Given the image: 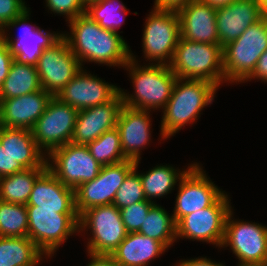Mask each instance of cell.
Returning a JSON list of instances; mask_svg holds the SVG:
<instances>
[{
	"instance_id": "1",
	"label": "cell",
	"mask_w": 267,
	"mask_h": 266,
	"mask_svg": "<svg viewBox=\"0 0 267 266\" xmlns=\"http://www.w3.org/2000/svg\"><path fill=\"white\" fill-rule=\"evenodd\" d=\"M70 32H62L71 51L84 64L96 63L123 68L131 59L130 45L120 34L104 29L85 13L67 22Z\"/></svg>"
},
{
	"instance_id": "2",
	"label": "cell",
	"mask_w": 267,
	"mask_h": 266,
	"mask_svg": "<svg viewBox=\"0 0 267 266\" xmlns=\"http://www.w3.org/2000/svg\"><path fill=\"white\" fill-rule=\"evenodd\" d=\"M219 88L205 80L177 78L172 95L161 111L160 140L170 139L185 125H194L202 110L213 104Z\"/></svg>"
},
{
	"instance_id": "3",
	"label": "cell",
	"mask_w": 267,
	"mask_h": 266,
	"mask_svg": "<svg viewBox=\"0 0 267 266\" xmlns=\"http://www.w3.org/2000/svg\"><path fill=\"white\" fill-rule=\"evenodd\" d=\"M124 68L129 73L134 93L129 94L127 90L119 88L123 105L150 112L163 110L172 95L177 79L170 66L141 65L137 56L131 51V59Z\"/></svg>"
},
{
	"instance_id": "4",
	"label": "cell",
	"mask_w": 267,
	"mask_h": 266,
	"mask_svg": "<svg viewBox=\"0 0 267 266\" xmlns=\"http://www.w3.org/2000/svg\"><path fill=\"white\" fill-rule=\"evenodd\" d=\"M180 79L205 80L218 88L225 83L222 46L179 39L170 63Z\"/></svg>"
},
{
	"instance_id": "5",
	"label": "cell",
	"mask_w": 267,
	"mask_h": 266,
	"mask_svg": "<svg viewBox=\"0 0 267 266\" xmlns=\"http://www.w3.org/2000/svg\"><path fill=\"white\" fill-rule=\"evenodd\" d=\"M266 50L267 15H264L237 39L222 47L225 83H243L253 73L258 59Z\"/></svg>"
},
{
	"instance_id": "6",
	"label": "cell",
	"mask_w": 267,
	"mask_h": 266,
	"mask_svg": "<svg viewBox=\"0 0 267 266\" xmlns=\"http://www.w3.org/2000/svg\"><path fill=\"white\" fill-rule=\"evenodd\" d=\"M26 209L28 238L49 259L70 236L79 233L77 213H59V209H36V206Z\"/></svg>"
},
{
	"instance_id": "7",
	"label": "cell",
	"mask_w": 267,
	"mask_h": 266,
	"mask_svg": "<svg viewBox=\"0 0 267 266\" xmlns=\"http://www.w3.org/2000/svg\"><path fill=\"white\" fill-rule=\"evenodd\" d=\"M144 24L143 58L147 64L169 66L181 37L178 12L152 8Z\"/></svg>"
},
{
	"instance_id": "8",
	"label": "cell",
	"mask_w": 267,
	"mask_h": 266,
	"mask_svg": "<svg viewBox=\"0 0 267 266\" xmlns=\"http://www.w3.org/2000/svg\"><path fill=\"white\" fill-rule=\"evenodd\" d=\"M88 231L86 252L92 254L111 255L128 234L113 204L89 208L79 216V233Z\"/></svg>"
},
{
	"instance_id": "9",
	"label": "cell",
	"mask_w": 267,
	"mask_h": 266,
	"mask_svg": "<svg viewBox=\"0 0 267 266\" xmlns=\"http://www.w3.org/2000/svg\"><path fill=\"white\" fill-rule=\"evenodd\" d=\"M227 247L238 259V266L267 265V226L235 219L232 209L225 222L221 249Z\"/></svg>"
},
{
	"instance_id": "10",
	"label": "cell",
	"mask_w": 267,
	"mask_h": 266,
	"mask_svg": "<svg viewBox=\"0 0 267 266\" xmlns=\"http://www.w3.org/2000/svg\"><path fill=\"white\" fill-rule=\"evenodd\" d=\"M226 192L212 205L182 217L176 223V241L180 238L209 243L221 249L225 222L234 209Z\"/></svg>"
},
{
	"instance_id": "11",
	"label": "cell",
	"mask_w": 267,
	"mask_h": 266,
	"mask_svg": "<svg viewBox=\"0 0 267 266\" xmlns=\"http://www.w3.org/2000/svg\"><path fill=\"white\" fill-rule=\"evenodd\" d=\"M30 15V8H27L4 27L1 38L6 42L16 62L36 66L43 50L56 43L62 37V31L49 32L36 24L32 25L29 23ZM16 27L18 29L21 27L20 34L16 37L11 36L10 29L13 30Z\"/></svg>"
},
{
	"instance_id": "12",
	"label": "cell",
	"mask_w": 267,
	"mask_h": 266,
	"mask_svg": "<svg viewBox=\"0 0 267 266\" xmlns=\"http://www.w3.org/2000/svg\"><path fill=\"white\" fill-rule=\"evenodd\" d=\"M46 162L48 169L58 180L74 190L96 178L102 167L93 158L87 145L72 142L53 150Z\"/></svg>"
},
{
	"instance_id": "13",
	"label": "cell",
	"mask_w": 267,
	"mask_h": 266,
	"mask_svg": "<svg viewBox=\"0 0 267 266\" xmlns=\"http://www.w3.org/2000/svg\"><path fill=\"white\" fill-rule=\"evenodd\" d=\"M79 111L53 96L31 129L39 149L46 156L71 142Z\"/></svg>"
},
{
	"instance_id": "14",
	"label": "cell",
	"mask_w": 267,
	"mask_h": 266,
	"mask_svg": "<svg viewBox=\"0 0 267 266\" xmlns=\"http://www.w3.org/2000/svg\"><path fill=\"white\" fill-rule=\"evenodd\" d=\"M177 188L172 211L175 223L190 213L212 206L225 193L212 182L199 162L187 170Z\"/></svg>"
},
{
	"instance_id": "15",
	"label": "cell",
	"mask_w": 267,
	"mask_h": 266,
	"mask_svg": "<svg viewBox=\"0 0 267 266\" xmlns=\"http://www.w3.org/2000/svg\"><path fill=\"white\" fill-rule=\"evenodd\" d=\"M135 163L125 160L102 166L96 178L79 185L74 190L75 209L78 216L89 208L112 204L119 187L134 168Z\"/></svg>"
},
{
	"instance_id": "16",
	"label": "cell",
	"mask_w": 267,
	"mask_h": 266,
	"mask_svg": "<svg viewBox=\"0 0 267 266\" xmlns=\"http://www.w3.org/2000/svg\"><path fill=\"white\" fill-rule=\"evenodd\" d=\"M35 67L42 89L53 96L82 69L78 58L63 37L43 50Z\"/></svg>"
},
{
	"instance_id": "17",
	"label": "cell",
	"mask_w": 267,
	"mask_h": 266,
	"mask_svg": "<svg viewBox=\"0 0 267 266\" xmlns=\"http://www.w3.org/2000/svg\"><path fill=\"white\" fill-rule=\"evenodd\" d=\"M119 88L82 68L55 97L79 111L109 102Z\"/></svg>"
},
{
	"instance_id": "18",
	"label": "cell",
	"mask_w": 267,
	"mask_h": 266,
	"mask_svg": "<svg viewBox=\"0 0 267 266\" xmlns=\"http://www.w3.org/2000/svg\"><path fill=\"white\" fill-rule=\"evenodd\" d=\"M150 111L122 106L116 128L120 134L122 153L127 160L141 161V153L150 145L152 117ZM146 147V148H145Z\"/></svg>"
},
{
	"instance_id": "19",
	"label": "cell",
	"mask_w": 267,
	"mask_h": 266,
	"mask_svg": "<svg viewBox=\"0 0 267 266\" xmlns=\"http://www.w3.org/2000/svg\"><path fill=\"white\" fill-rule=\"evenodd\" d=\"M122 106V96L118 92L109 102L79 110L71 142L88 145L104 132L116 128Z\"/></svg>"
},
{
	"instance_id": "20",
	"label": "cell",
	"mask_w": 267,
	"mask_h": 266,
	"mask_svg": "<svg viewBox=\"0 0 267 266\" xmlns=\"http://www.w3.org/2000/svg\"><path fill=\"white\" fill-rule=\"evenodd\" d=\"M53 95L41 89L10 99H0L1 126L31 130Z\"/></svg>"
},
{
	"instance_id": "21",
	"label": "cell",
	"mask_w": 267,
	"mask_h": 266,
	"mask_svg": "<svg viewBox=\"0 0 267 266\" xmlns=\"http://www.w3.org/2000/svg\"><path fill=\"white\" fill-rule=\"evenodd\" d=\"M216 7L194 0L177 12L181 38L191 42L220 45L216 25Z\"/></svg>"
},
{
	"instance_id": "22",
	"label": "cell",
	"mask_w": 267,
	"mask_h": 266,
	"mask_svg": "<svg viewBox=\"0 0 267 266\" xmlns=\"http://www.w3.org/2000/svg\"><path fill=\"white\" fill-rule=\"evenodd\" d=\"M264 16L257 0H236L216 9V25L220 45L237 39L250 25Z\"/></svg>"
},
{
	"instance_id": "23",
	"label": "cell",
	"mask_w": 267,
	"mask_h": 266,
	"mask_svg": "<svg viewBox=\"0 0 267 266\" xmlns=\"http://www.w3.org/2000/svg\"><path fill=\"white\" fill-rule=\"evenodd\" d=\"M26 206L77 213L74 189L62 184L48 168L36 179Z\"/></svg>"
},
{
	"instance_id": "24",
	"label": "cell",
	"mask_w": 267,
	"mask_h": 266,
	"mask_svg": "<svg viewBox=\"0 0 267 266\" xmlns=\"http://www.w3.org/2000/svg\"><path fill=\"white\" fill-rule=\"evenodd\" d=\"M0 144L25 169L48 168L47 156L37 146L31 130L1 126Z\"/></svg>"
},
{
	"instance_id": "25",
	"label": "cell",
	"mask_w": 267,
	"mask_h": 266,
	"mask_svg": "<svg viewBox=\"0 0 267 266\" xmlns=\"http://www.w3.org/2000/svg\"><path fill=\"white\" fill-rule=\"evenodd\" d=\"M168 250L161 242L138 232L128 233L111 256L119 266H149Z\"/></svg>"
},
{
	"instance_id": "26",
	"label": "cell",
	"mask_w": 267,
	"mask_h": 266,
	"mask_svg": "<svg viewBox=\"0 0 267 266\" xmlns=\"http://www.w3.org/2000/svg\"><path fill=\"white\" fill-rule=\"evenodd\" d=\"M189 163L187 168L180 170L178 167L172 165L158 164L153 168H150L146 173L139 172L141 177V183L146 199L150 202L157 204L153 199L163 198L164 196L171 194L182 176L187 170L194 164ZM177 184V185H176Z\"/></svg>"
},
{
	"instance_id": "27",
	"label": "cell",
	"mask_w": 267,
	"mask_h": 266,
	"mask_svg": "<svg viewBox=\"0 0 267 266\" xmlns=\"http://www.w3.org/2000/svg\"><path fill=\"white\" fill-rule=\"evenodd\" d=\"M44 259L28 237H0V266H38Z\"/></svg>"
},
{
	"instance_id": "28",
	"label": "cell",
	"mask_w": 267,
	"mask_h": 266,
	"mask_svg": "<svg viewBox=\"0 0 267 266\" xmlns=\"http://www.w3.org/2000/svg\"><path fill=\"white\" fill-rule=\"evenodd\" d=\"M41 89L36 67L13 60L8 76L0 87V99L20 97Z\"/></svg>"
},
{
	"instance_id": "29",
	"label": "cell",
	"mask_w": 267,
	"mask_h": 266,
	"mask_svg": "<svg viewBox=\"0 0 267 266\" xmlns=\"http://www.w3.org/2000/svg\"><path fill=\"white\" fill-rule=\"evenodd\" d=\"M47 168H31L0 178V200L26 205L36 179Z\"/></svg>"
},
{
	"instance_id": "30",
	"label": "cell",
	"mask_w": 267,
	"mask_h": 266,
	"mask_svg": "<svg viewBox=\"0 0 267 266\" xmlns=\"http://www.w3.org/2000/svg\"><path fill=\"white\" fill-rule=\"evenodd\" d=\"M138 233L161 242L167 249L176 242V223L173 214L158 204H154L141 225Z\"/></svg>"
},
{
	"instance_id": "31",
	"label": "cell",
	"mask_w": 267,
	"mask_h": 266,
	"mask_svg": "<svg viewBox=\"0 0 267 266\" xmlns=\"http://www.w3.org/2000/svg\"><path fill=\"white\" fill-rule=\"evenodd\" d=\"M128 12L120 0H99L85 8V14L97 22L100 27L118 34H120L119 29L125 22Z\"/></svg>"
},
{
	"instance_id": "32",
	"label": "cell",
	"mask_w": 267,
	"mask_h": 266,
	"mask_svg": "<svg viewBox=\"0 0 267 266\" xmlns=\"http://www.w3.org/2000/svg\"><path fill=\"white\" fill-rule=\"evenodd\" d=\"M87 146L93 158L101 166L127 160L122 153L120 134L117 128L104 132Z\"/></svg>"
},
{
	"instance_id": "33",
	"label": "cell",
	"mask_w": 267,
	"mask_h": 266,
	"mask_svg": "<svg viewBox=\"0 0 267 266\" xmlns=\"http://www.w3.org/2000/svg\"><path fill=\"white\" fill-rule=\"evenodd\" d=\"M0 237H28L26 205L0 200Z\"/></svg>"
},
{
	"instance_id": "34",
	"label": "cell",
	"mask_w": 267,
	"mask_h": 266,
	"mask_svg": "<svg viewBox=\"0 0 267 266\" xmlns=\"http://www.w3.org/2000/svg\"><path fill=\"white\" fill-rule=\"evenodd\" d=\"M140 163V161L135 163L134 168L128 173L123 184L119 187L116 193L112 204L118 209L147 200L144 195L141 177L138 171Z\"/></svg>"
},
{
	"instance_id": "35",
	"label": "cell",
	"mask_w": 267,
	"mask_h": 266,
	"mask_svg": "<svg viewBox=\"0 0 267 266\" xmlns=\"http://www.w3.org/2000/svg\"><path fill=\"white\" fill-rule=\"evenodd\" d=\"M154 204L145 200L120 209L121 218L128 233L140 230L148 215V211Z\"/></svg>"
},
{
	"instance_id": "36",
	"label": "cell",
	"mask_w": 267,
	"mask_h": 266,
	"mask_svg": "<svg viewBox=\"0 0 267 266\" xmlns=\"http://www.w3.org/2000/svg\"><path fill=\"white\" fill-rule=\"evenodd\" d=\"M45 4L51 14L64 15L66 22L85 13L81 0H45Z\"/></svg>"
},
{
	"instance_id": "37",
	"label": "cell",
	"mask_w": 267,
	"mask_h": 266,
	"mask_svg": "<svg viewBox=\"0 0 267 266\" xmlns=\"http://www.w3.org/2000/svg\"><path fill=\"white\" fill-rule=\"evenodd\" d=\"M25 0H0V30L29 8Z\"/></svg>"
},
{
	"instance_id": "38",
	"label": "cell",
	"mask_w": 267,
	"mask_h": 266,
	"mask_svg": "<svg viewBox=\"0 0 267 266\" xmlns=\"http://www.w3.org/2000/svg\"><path fill=\"white\" fill-rule=\"evenodd\" d=\"M24 170L25 168L19 162H14L6 149H3L0 144V178L17 172H22Z\"/></svg>"
},
{
	"instance_id": "39",
	"label": "cell",
	"mask_w": 267,
	"mask_h": 266,
	"mask_svg": "<svg viewBox=\"0 0 267 266\" xmlns=\"http://www.w3.org/2000/svg\"><path fill=\"white\" fill-rule=\"evenodd\" d=\"M14 60L6 42L0 37V87L8 76L10 66Z\"/></svg>"
},
{
	"instance_id": "40",
	"label": "cell",
	"mask_w": 267,
	"mask_h": 266,
	"mask_svg": "<svg viewBox=\"0 0 267 266\" xmlns=\"http://www.w3.org/2000/svg\"><path fill=\"white\" fill-rule=\"evenodd\" d=\"M253 79L267 83V50L261 54L253 73L243 83Z\"/></svg>"
},
{
	"instance_id": "41",
	"label": "cell",
	"mask_w": 267,
	"mask_h": 266,
	"mask_svg": "<svg viewBox=\"0 0 267 266\" xmlns=\"http://www.w3.org/2000/svg\"><path fill=\"white\" fill-rule=\"evenodd\" d=\"M194 0H155L153 8L158 10L178 11Z\"/></svg>"
},
{
	"instance_id": "42",
	"label": "cell",
	"mask_w": 267,
	"mask_h": 266,
	"mask_svg": "<svg viewBox=\"0 0 267 266\" xmlns=\"http://www.w3.org/2000/svg\"><path fill=\"white\" fill-rule=\"evenodd\" d=\"M180 266H226L225 263L216 262L207 258V256L195 257L190 259H182L177 262Z\"/></svg>"
},
{
	"instance_id": "43",
	"label": "cell",
	"mask_w": 267,
	"mask_h": 266,
	"mask_svg": "<svg viewBox=\"0 0 267 266\" xmlns=\"http://www.w3.org/2000/svg\"><path fill=\"white\" fill-rule=\"evenodd\" d=\"M86 253L90 259L86 266H119L111 255Z\"/></svg>"
},
{
	"instance_id": "44",
	"label": "cell",
	"mask_w": 267,
	"mask_h": 266,
	"mask_svg": "<svg viewBox=\"0 0 267 266\" xmlns=\"http://www.w3.org/2000/svg\"><path fill=\"white\" fill-rule=\"evenodd\" d=\"M201 1L203 3L209 4L210 6L218 8L221 6L229 5L236 0H201Z\"/></svg>"
},
{
	"instance_id": "45",
	"label": "cell",
	"mask_w": 267,
	"mask_h": 266,
	"mask_svg": "<svg viewBox=\"0 0 267 266\" xmlns=\"http://www.w3.org/2000/svg\"><path fill=\"white\" fill-rule=\"evenodd\" d=\"M257 3L260 5L263 14L267 15V0H257Z\"/></svg>"
},
{
	"instance_id": "46",
	"label": "cell",
	"mask_w": 267,
	"mask_h": 266,
	"mask_svg": "<svg viewBox=\"0 0 267 266\" xmlns=\"http://www.w3.org/2000/svg\"><path fill=\"white\" fill-rule=\"evenodd\" d=\"M99 0H81L82 4L85 6V8L92 3L98 2Z\"/></svg>"
},
{
	"instance_id": "47",
	"label": "cell",
	"mask_w": 267,
	"mask_h": 266,
	"mask_svg": "<svg viewBox=\"0 0 267 266\" xmlns=\"http://www.w3.org/2000/svg\"><path fill=\"white\" fill-rule=\"evenodd\" d=\"M0 127H1V108H0Z\"/></svg>"
},
{
	"instance_id": "48",
	"label": "cell",
	"mask_w": 267,
	"mask_h": 266,
	"mask_svg": "<svg viewBox=\"0 0 267 266\" xmlns=\"http://www.w3.org/2000/svg\"><path fill=\"white\" fill-rule=\"evenodd\" d=\"M172 266H180V265L176 262V264L174 263Z\"/></svg>"
}]
</instances>
